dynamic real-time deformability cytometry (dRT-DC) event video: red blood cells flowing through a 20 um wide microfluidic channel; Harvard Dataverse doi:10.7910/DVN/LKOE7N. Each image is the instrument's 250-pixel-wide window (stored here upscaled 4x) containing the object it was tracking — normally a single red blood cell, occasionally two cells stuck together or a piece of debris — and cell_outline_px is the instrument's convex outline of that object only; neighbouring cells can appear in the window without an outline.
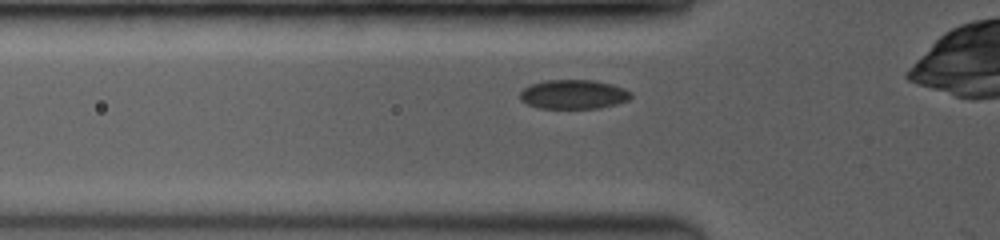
{"species": "common noctule bat (a hibernating species)", "species_latin": "Nyctalus noctula", "temperature_condition": "room temperature", "stored_images_in_passage": 5, "camera_frame_rate_fps": 3500, "um_per_image_px": 0.085, "animal": {"sex": "female", "body_mass_g": 19.0, "forearm_length_mm": 53.3}, "frame": {"image": 1, "passage_image": 3, "time_ms": 0.571, "image_size_px": [1000, 240], "cell_outline_px": [[632, 96], [628, 100], [616, 104], [600, 108], [540, 108], [528, 104], [520, 100], [520, 92], [524, 88], [532, 84], [544, 80], [592, 80], [612, 84], [624, 88], [632, 92]], "centroid_in_image_um": [48.76, 8.02], "position_along_channel_um": 77.0, "area_um2": 18.9}}